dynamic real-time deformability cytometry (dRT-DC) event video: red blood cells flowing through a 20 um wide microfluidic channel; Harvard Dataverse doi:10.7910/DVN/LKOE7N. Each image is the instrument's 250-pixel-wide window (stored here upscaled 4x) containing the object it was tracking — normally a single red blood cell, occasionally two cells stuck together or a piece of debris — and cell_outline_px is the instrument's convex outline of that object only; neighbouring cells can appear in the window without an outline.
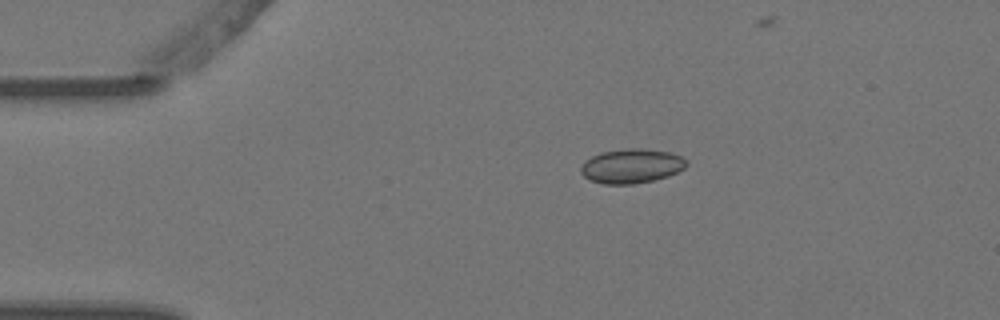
{"species": "Egyptian fruit bat (a non-hibernating species)", "species_latin": "Rousettus aegyptiacus", "temperature_condition": "warm", "stored_images_in_passage": 3, "camera_frame_rate_fps": 3000, "um_per_image_px": 0.085, "animal": {"sex": "female"}, "frame": {"image": 1, "passage_image": 1, "time_ms": 0.0, "image_size_px": [1000, 320], "cell_outline_px": [[688, 164], [684, 168], [668, 176], [652, 180], [632, 184], [604, 184], [588, 180], [580, 172], [580, 168], [584, 160], [600, 152], [628, 148], [640, 148], [672, 152], [680, 156]], "centroid_in_image_um": [53.63, 14.1], "position_along_channel_um": 31.4, "area_um2": 21.21}}
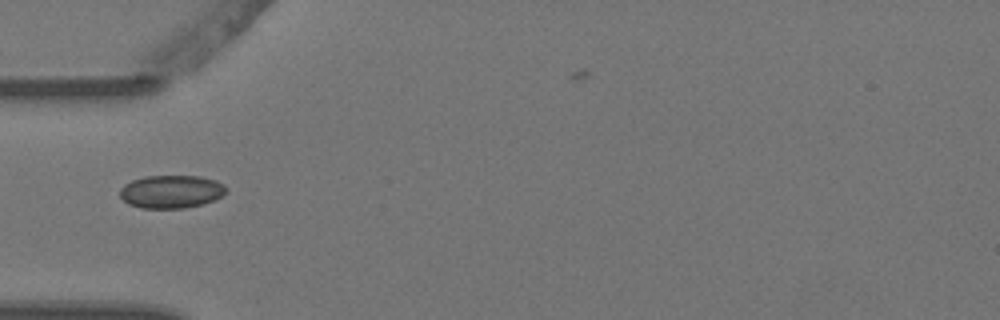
{"frame": {"image": 2, "passage_image": 3, "time_ms": 0.667, "image_size_px": [1000, 320], "cell_outline_px": [[228, 188], [220, 196], [204, 204], [184, 208], [140, 208], [128, 204], [120, 196], [120, 188], [124, 184], [132, 180], [144, 176], [200, 176], [216, 180], [224, 184]], "centroid_in_image_um": [14.54, 16.28], "position_along_channel_um": 70.5, "area_um2": 20.52}}